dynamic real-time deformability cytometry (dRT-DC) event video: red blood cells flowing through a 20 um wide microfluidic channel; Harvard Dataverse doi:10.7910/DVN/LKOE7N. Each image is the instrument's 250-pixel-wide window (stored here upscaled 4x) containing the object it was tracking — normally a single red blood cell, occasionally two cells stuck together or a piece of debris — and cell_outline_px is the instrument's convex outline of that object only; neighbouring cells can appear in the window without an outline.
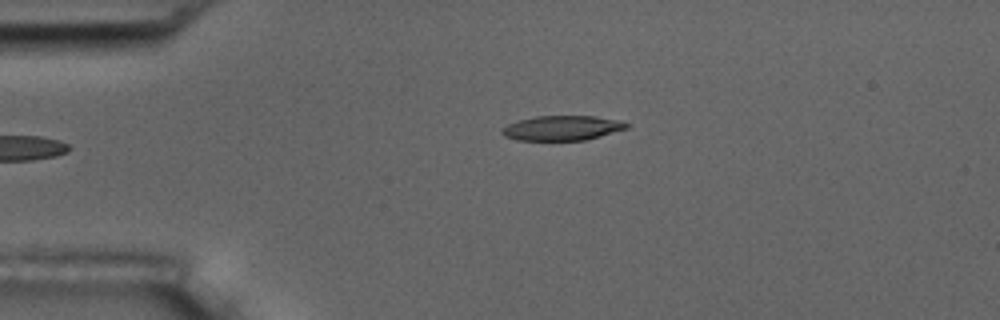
{"species": "common noctule bat (a hibernating species)", "species_latin": "Nyctalus noctula", "temperature_condition": "room temperature", "stored_images_in_passage": 2, "camera_frame_rate_fps": 3000, "um_per_image_px": 0.085, "animal": {"sex": "male", "body_mass_g": 17.5, "forearm_length_mm": 52.3}, "frame": {"image": 1, "passage_image": 2, "time_ms": 1.0, "image_size_px": [1000, 320], "cell_outline_px": [[628, 128], [588, 140], [516, 140], [504, 136], [500, 132], [508, 124], [520, 120], [536, 116], [596, 116], [620, 120], [628, 124]], "centroid_in_image_um": [47.81, 10.88], "position_along_channel_um": 37.2, "area_um2": 17.98}}